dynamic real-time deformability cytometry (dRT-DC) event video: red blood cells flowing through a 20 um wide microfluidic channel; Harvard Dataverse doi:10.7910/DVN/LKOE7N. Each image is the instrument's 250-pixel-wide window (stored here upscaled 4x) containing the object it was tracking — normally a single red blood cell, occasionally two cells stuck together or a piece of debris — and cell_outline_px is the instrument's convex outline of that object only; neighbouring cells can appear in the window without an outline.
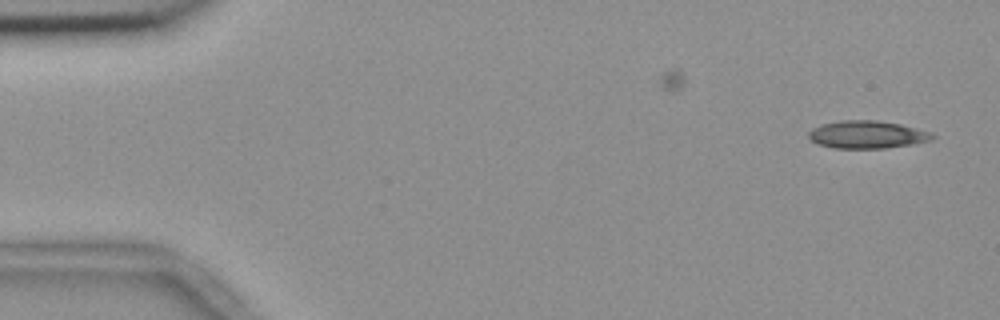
{"species": "common noctule bat (a hibernating species)", "species_latin": "Nyctalus noctula", "temperature_condition": "room temperature", "stored_images_in_passage": 3, "camera_frame_rate_fps": 3000, "um_per_image_px": 0.085, "animal": {"sex": "female", "body_mass_g": 18.4}, "frame": {"image": 1, "passage_image": 3, "time_ms": 0.667, "image_size_px": [1000, 320], "cell_outline_px": [[936, 136], [932, 140], [912, 144], [884, 148], [832, 148], [816, 144], [808, 136], [808, 132], [812, 128], [820, 124], [840, 120], [876, 120], [900, 124], [932, 132]], "centroid_in_image_um": [73.69, 11.43], "position_along_channel_um": 11.3, "area_um2": 20.11}}